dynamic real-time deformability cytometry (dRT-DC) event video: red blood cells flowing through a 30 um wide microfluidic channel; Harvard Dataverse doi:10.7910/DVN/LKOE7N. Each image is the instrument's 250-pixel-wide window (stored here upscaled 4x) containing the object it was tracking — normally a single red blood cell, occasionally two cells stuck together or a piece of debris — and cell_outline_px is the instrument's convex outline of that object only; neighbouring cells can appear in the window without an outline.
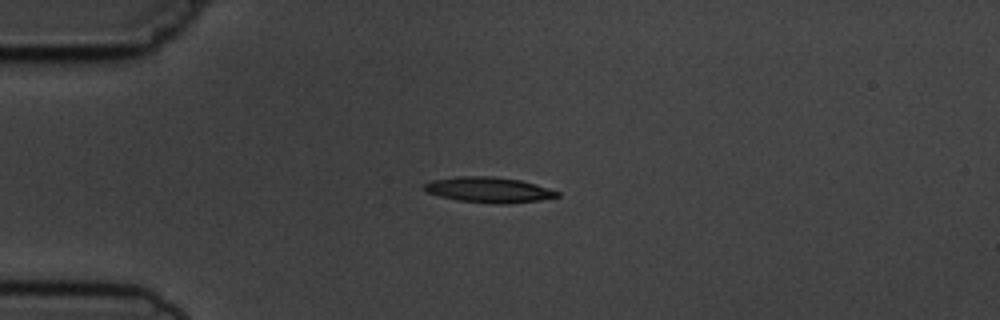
{"species": "common noctule bat (a hibernating species)", "species_latin": "Nyctalus noctula", "temperature_condition": "cold", "stored_images_in_passage": 7, "camera_frame_rate_fps": 3000, "um_per_image_px": 0.085, "animal": {"sex": "male", "body_mass_g": 19.5, "forearm_length_mm": 54.6}, "frame": {"image": 1, "passage_image": 3, "time_ms": 2.333, "image_size_px": [1000, 320], "cell_outline_px": [[560, 196], [540, 200], [508, 204], [492, 204], [460, 200], [440, 196], [428, 192], [424, 188], [424, 184], [432, 180], [460, 176], [492, 176], [520, 180], [536, 184], [560, 192]], "centroid_in_image_um": [41.59, 16.14], "position_along_channel_um": 43.4, "area_um2": 19.65}}
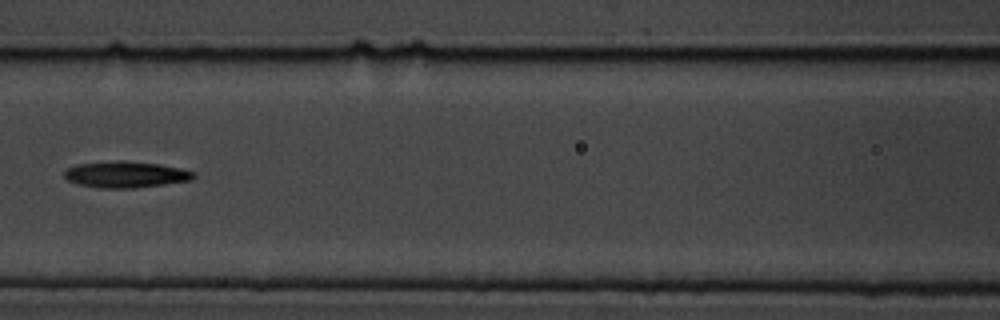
{"frame": {"image": 2, "passage_image": 6, "time_ms": 6.0, "image_size_px": [1000, 320], "cell_outline_px": [[196, 176], [192, 180], [164, 184], [132, 188], [96, 188], [80, 184], [68, 180], [64, 176], [64, 172], [68, 168], [76, 164], [120, 160], [124, 160], [160, 164], [180, 168], [196, 172]], "centroid_in_image_um": [10.71, 14.82], "position_along_channel_um": 155.9, "area_um2": 19.88}}
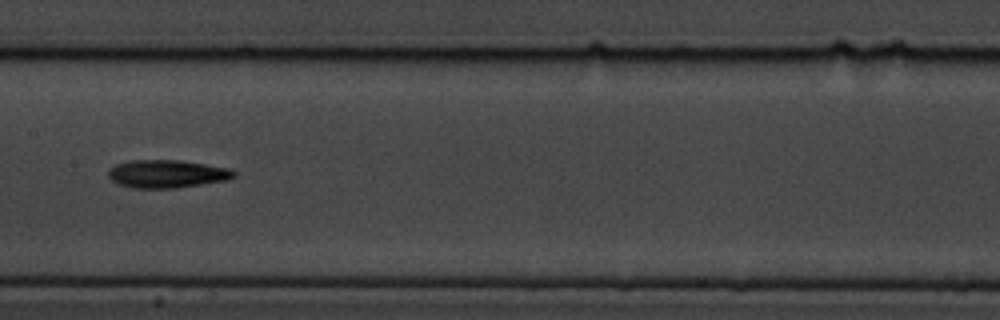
{"frame": {"image": 3, "passage_image": 7, "time_ms": 7.0, "image_size_px": [1000, 320], "cell_outline_px": [[236, 176], [228, 180], [176, 188], [132, 188], [120, 184], [112, 180], [108, 176], [108, 172], [116, 164], [132, 160], [180, 160], [232, 168], [236, 172]], "centroid_in_image_um": [14.25, 14.77], "position_along_channel_um": 193.2, "area_um2": 20.52}}